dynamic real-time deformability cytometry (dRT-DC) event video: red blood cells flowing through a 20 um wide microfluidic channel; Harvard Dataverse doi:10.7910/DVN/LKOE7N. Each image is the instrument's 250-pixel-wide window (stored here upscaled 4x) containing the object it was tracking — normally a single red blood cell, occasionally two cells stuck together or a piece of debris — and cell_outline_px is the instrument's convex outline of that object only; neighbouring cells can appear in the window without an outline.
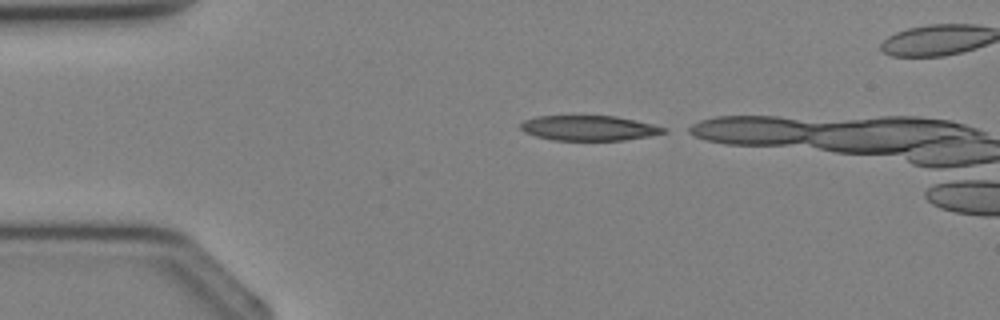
{"species": "Egyptian fruit bat (a non-hibernating species)", "species_latin": "Rousettus aegyptiacus", "temperature_condition": "cold", "stored_images_in_passage": 4, "camera_frame_rate_fps": 3000, "um_per_image_px": 0.085, "animal": {"sex": "female"}, "frame": {"image": 1, "passage_image": 1, "time_ms": 0.0, "image_size_px": [1000, 320], "cell_outline_px": [[668, 132], [648, 136], [624, 140], [552, 140], [536, 136], [524, 132], [520, 128], [520, 124], [524, 120], [536, 116], [616, 116], [636, 120], [668, 128]], "centroid_in_image_um": [50.07, 10.88], "position_along_channel_um": 34.9, "area_um2": 20.92}}